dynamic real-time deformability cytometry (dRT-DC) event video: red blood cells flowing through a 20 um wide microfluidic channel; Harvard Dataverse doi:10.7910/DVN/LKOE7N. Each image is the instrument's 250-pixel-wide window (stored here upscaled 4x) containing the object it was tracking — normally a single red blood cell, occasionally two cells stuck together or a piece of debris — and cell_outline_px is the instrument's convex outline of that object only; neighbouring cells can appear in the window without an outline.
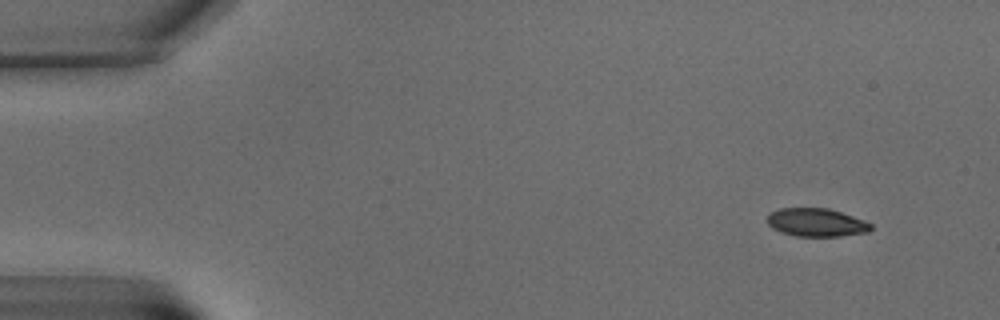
{"species": "common noctule bat (a hibernating species)", "species_latin": "Nyctalus noctula", "temperature_condition": "warm", "stored_images_in_passage": 9, "camera_frame_rate_fps": 3000, "um_per_image_px": 0.085, "animal": {"sex": "male", "body_mass_g": 15.6}, "frame": {"image": 1, "passage_image": 2, "time_ms": 1.333, "image_size_px": [1000, 320], "cell_outline_px": [[872, 228], [868, 232], [840, 236], [796, 236], [780, 232], [772, 228], [768, 224], [768, 216], [772, 212], [780, 208], [828, 208], [864, 220], [872, 224]], "centroid_in_image_um": [69.39, 18.91], "position_along_channel_um": 15.6, "area_um2": 16.94}}
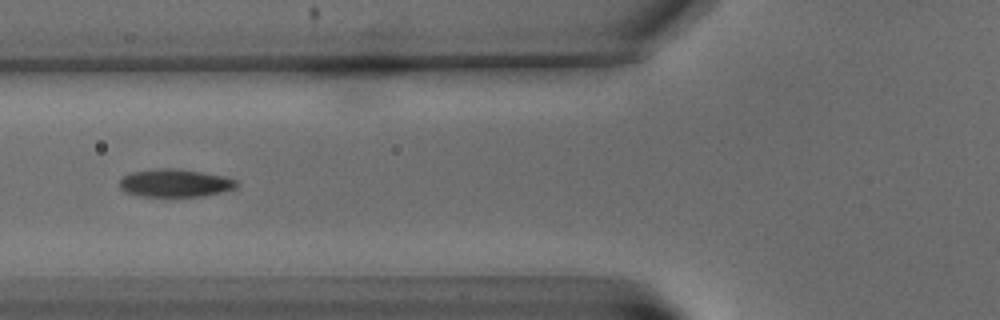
{"frame": {"image": 2, "passage_image": 7, "time_ms": 8.667, "image_size_px": [1000, 320], "cell_outline_px": [[240, 184], [236, 188], [204, 196], [144, 196], [124, 192], [120, 188], [120, 180], [124, 176], [132, 172], [156, 168], [180, 168], [224, 176], [236, 180]], "centroid_in_image_um": [14.9, 15.55], "position_along_channel_um": 110.9, "area_um2": 19.07}}
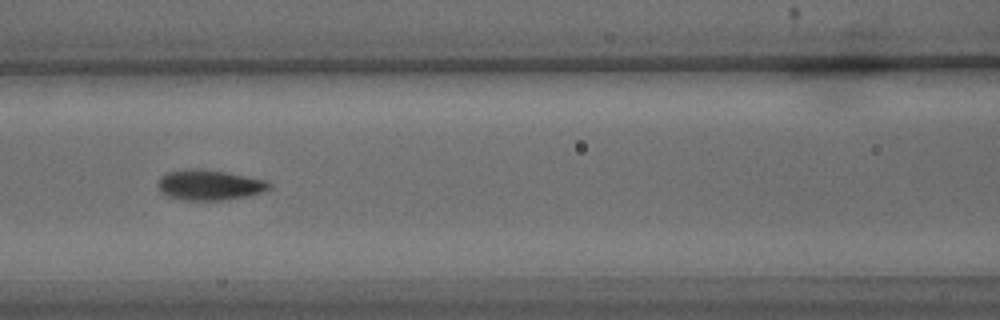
{"frame": {"image": 3, "passage_image": 8, "time_ms": 10.0, "image_size_px": [1000, 320], "cell_outline_px": [[272, 188], [260, 192], [244, 196], [220, 200], [184, 200], [168, 196], [160, 192], [156, 184], [160, 176], [168, 172], [192, 168], [200, 168], [224, 172], [264, 180], [272, 184]], "centroid_in_image_um": [17.73, 15.72], "position_along_channel_um": 148.9, "area_um2": 19.48}}